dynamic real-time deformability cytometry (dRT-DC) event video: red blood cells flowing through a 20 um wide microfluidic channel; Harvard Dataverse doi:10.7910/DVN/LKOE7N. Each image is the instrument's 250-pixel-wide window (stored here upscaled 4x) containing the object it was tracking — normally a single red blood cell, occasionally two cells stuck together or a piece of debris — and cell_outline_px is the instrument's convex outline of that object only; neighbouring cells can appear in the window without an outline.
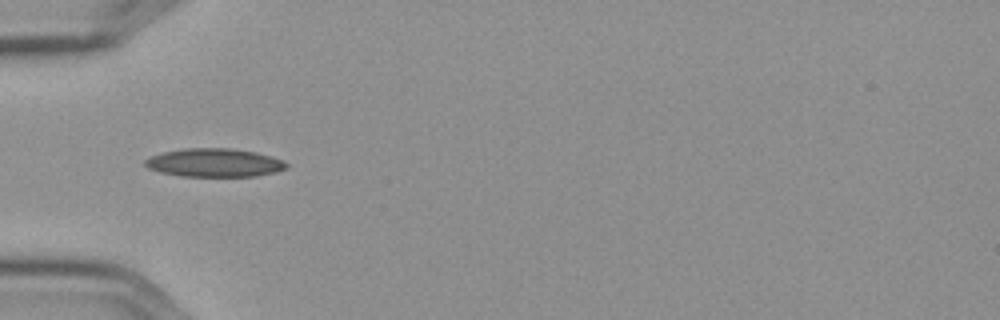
{"species": "Egyptian fruit bat (a non-hibernating species)", "species_latin": "Rousettus aegyptiacus", "temperature_condition": "cold", "stored_images_in_passage": 9, "camera_frame_rate_fps": 3000, "um_per_image_px": 0.085, "frame": {"image": 1, "passage_image": 6, "time_ms": 1.667, "image_size_px": [1000, 320], "cell_outline_px": [[288, 168], [276, 172], [256, 176], [180, 176], [160, 172], [148, 168], [144, 164], [144, 160], [152, 156], [164, 152], [184, 148], [232, 148], [256, 152], [284, 160], [288, 164]], "centroid_in_image_um": [18.25, 13.83], "position_along_channel_um": 66.8, "area_um2": 23.47}}
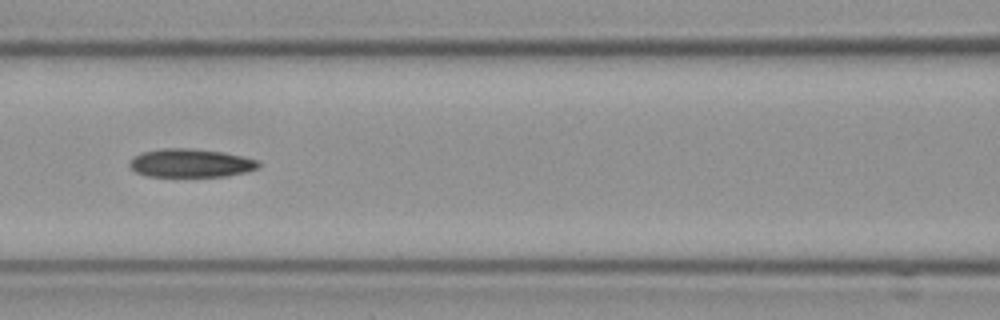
{"frame": {"image": 2, "passage_image": 8, "time_ms": 2.333, "image_size_px": [1000, 320], "cell_outline_px": [[260, 164], [256, 168], [248, 172], [228, 176], [148, 176], [136, 172], [128, 164], [132, 156], [140, 152], [164, 148], [188, 148], [220, 152], [240, 156], [256, 160]], "centroid_in_image_um": [16.15, 13.86], "position_along_channel_um": 150.4, "area_um2": 21.21}}
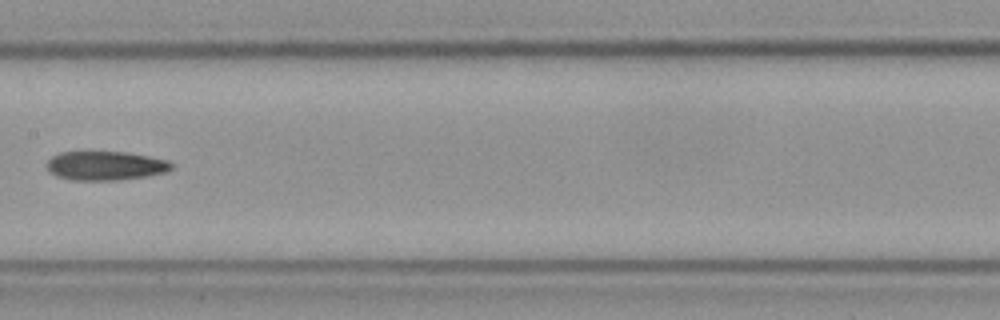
{"frame": {"image": 3, "passage_image": 9, "time_ms": 2.667, "image_size_px": [1000, 320], "cell_outline_px": [[172, 168], [168, 172], [120, 180], [72, 180], [56, 176], [48, 172], [48, 160], [52, 156], [60, 152], [124, 152], [148, 156], [168, 160], [172, 164]], "centroid_in_image_um": [8.96, 14.09], "position_along_channel_um": 198.4, "area_um2": 21.04}}